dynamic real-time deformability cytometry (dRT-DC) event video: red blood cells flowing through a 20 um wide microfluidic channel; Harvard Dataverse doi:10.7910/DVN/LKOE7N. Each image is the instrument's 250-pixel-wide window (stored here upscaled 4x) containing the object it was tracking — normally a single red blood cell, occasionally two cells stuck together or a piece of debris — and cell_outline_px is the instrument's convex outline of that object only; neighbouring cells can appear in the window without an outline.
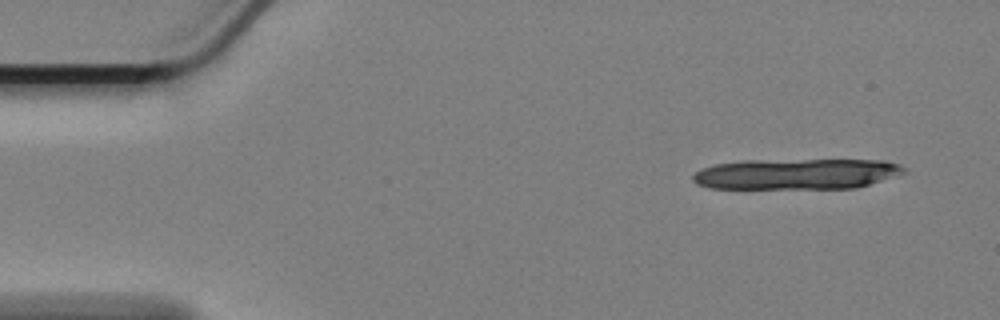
{"species": "Egyptian fruit bat (a non-hibernating species)", "species_latin": "Rousettus aegyptiacus", "temperature_condition": "cold", "stored_images_in_passage": 12, "camera_frame_rate_fps": 3000, "um_per_image_px": 0.085, "animal": {"sex": "female"}, "frame": {"image": 1, "passage_image": 4, "time_ms": 1.0, "image_size_px": [1000, 320], "cell_outline_px": [[908, 172], [856, 188], [708, 188], [696, 184], [692, 180], [692, 176], [696, 172], [704, 168], [716, 164], [748, 160], [884, 160], [900, 164]], "centroid_in_image_um": [67.72, 14.78], "position_along_channel_um": 17.3, "area_um2": 37.69}}